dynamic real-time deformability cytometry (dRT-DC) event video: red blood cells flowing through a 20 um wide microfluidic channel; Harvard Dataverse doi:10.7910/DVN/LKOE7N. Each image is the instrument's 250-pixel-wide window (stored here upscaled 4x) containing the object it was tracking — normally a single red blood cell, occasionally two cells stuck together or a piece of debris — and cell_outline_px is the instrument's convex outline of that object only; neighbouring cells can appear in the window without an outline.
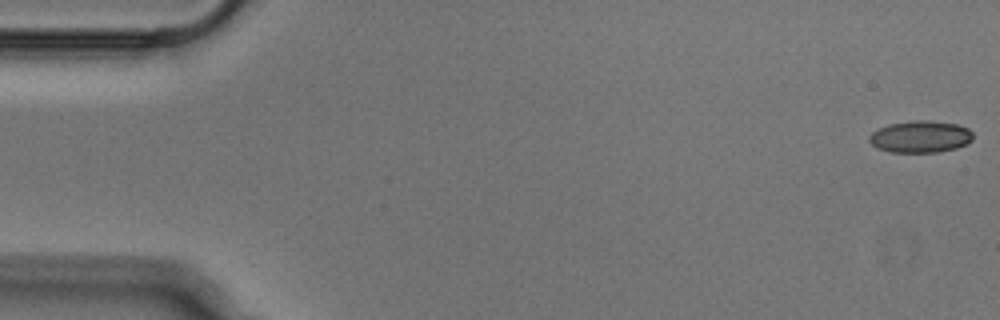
{"species": "Egyptian fruit bat (a non-hibernating species)", "species_latin": "Rousettus aegyptiacus", "temperature_condition": "cold", "stored_images_in_passage": 47, "camera_frame_rate_fps": 3000, "um_per_image_px": 0.085, "animal": {"sex": "male"}, "frame": {"image": 1, "passage_image": 1, "time_ms": 0.0, "image_size_px": [1000, 320], "cell_outline_px": [[972, 140], [968, 144], [956, 148], [936, 152], [892, 152], [876, 148], [868, 140], [868, 136], [872, 132], [880, 128], [892, 124], [912, 120], [928, 120], [956, 124], [968, 128], [972, 132]], "centroid_in_image_um": [78.24, 11.62], "position_along_channel_um": 6.8, "area_um2": 19.25}}
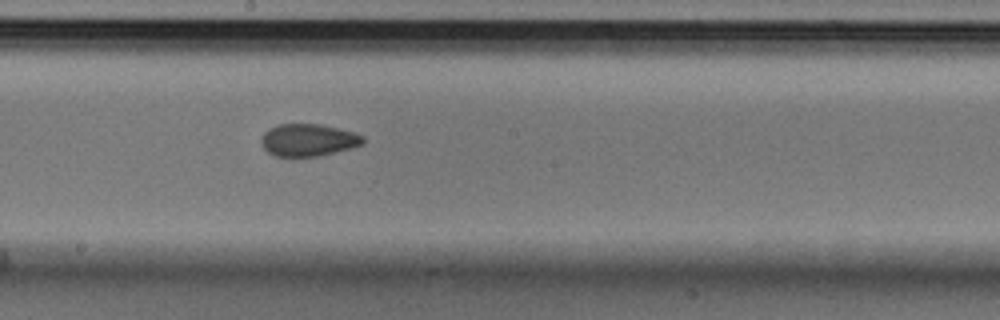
{"frame": {"image": 2, "passage_image": 28, "time_ms": 9.0, "image_size_px": [1000, 320], "cell_outline_px": [[364, 144], [352, 148], [320, 156], [272, 156], [264, 148], [260, 140], [264, 132], [268, 128], [276, 124], [320, 124], [352, 132], [364, 136]], "centroid_in_image_um": [26.18, 11.9], "position_along_channel_um": 222.0, "area_um2": 19.25}}
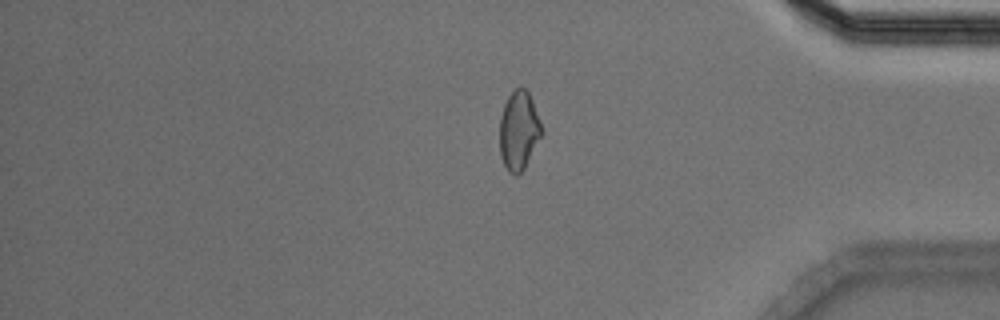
{"frame": {"image": 3, "passage_image": 43, "time_ms": 14.0, "image_size_px": [1000, 320], "cell_outline_px": [[544, 132], [524, 168], [516, 176], [508, 172], [500, 156], [500, 116], [504, 104], [508, 96], [520, 84], [528, 92], [532, 100], [540, 120]], "centroid_in_image_um": [44.1, 11.09], "position_along_channel_um": 391.1, "area_um2": 19.42}}